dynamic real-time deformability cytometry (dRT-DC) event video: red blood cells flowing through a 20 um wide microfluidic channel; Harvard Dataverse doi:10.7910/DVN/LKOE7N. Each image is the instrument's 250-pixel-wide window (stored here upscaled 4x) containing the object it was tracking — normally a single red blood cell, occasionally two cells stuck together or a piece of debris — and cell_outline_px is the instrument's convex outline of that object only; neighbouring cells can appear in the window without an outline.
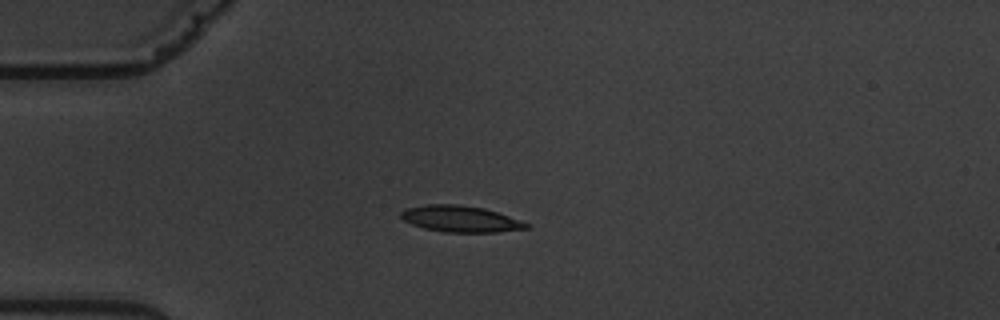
{"species": "common noctule bat (a hibernating species)", "species_latin": "Nyctalus noctula", "temperature_condition": "warm", "stored_images_in_passage": 10, "camera_frame_rate_fps": 3000, "um_per_image_px": 0.085, "animal": {"sex": "male", "body_mass_g": 19.5, "forearm_length_mm": 54.6}, "frame": {"image": 1, "passage_image": 4, "time_ms": 3.333, "image_size_px": [1000, 320], "cell_outline_px": [[532, 228], [496, 232], [444, 232], [424, 228], [412, 224], [404, 220], [400, 216], [400, 212], [404, 208], [424, 204], [456, 204], [484, 208], [508, 216], [528, 224]], "centroid_in_image_um": [39.09, 18.6], "position_along_channel_um": 45.9, "area_um2": 19.19}}
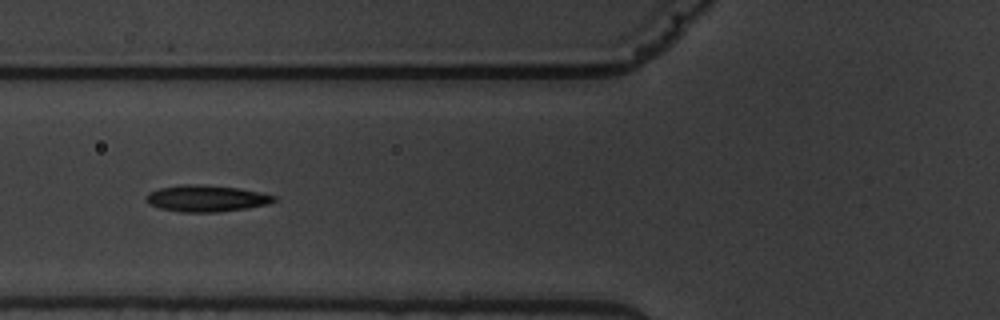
{"frame": {"image": 2, "passage_image": 6, "time_ms": 5.667, "image_size_px": [1000, 320], "cell_outline_px": [[276, 200], [268, 204], [244, 208], [216, 212], [180, 212], [160, 208], [148, 204], [148, 192], [160, 188], [180, 184], [204, 184], [240, 188], [260, 192], [276, 196]], "centroid_in_image_um": [17.54, 16.85], "position_along_channel_um": 108.3, "area_um2": 19.71}}
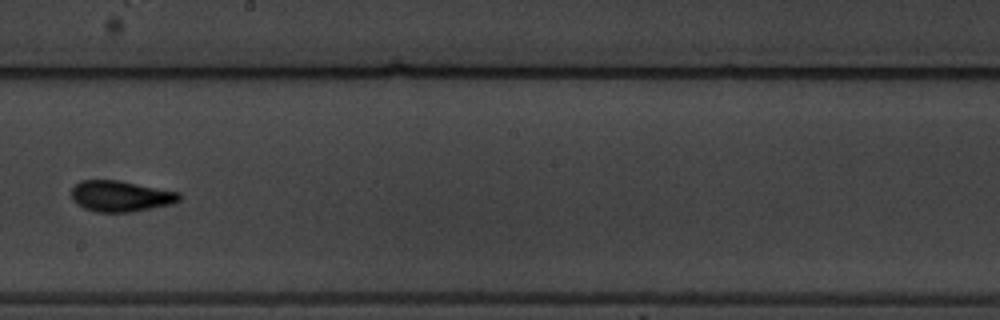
{"frame": {"image": 3, "passage_image": 9, "time_ms": 9.333, "image_size_px": [1000, 320], "cell_outline_px": [[180, 200], [172, 204], [132, 212], [96, 212], [84, 208], [76, 204], [72, 200], [72, 188], [80, 180], [116, 180], [180, 192]], "centroid_in_image_um": [10.24, 16.68], "position_along_channel_um": 238.0, "area_um2": 19.42}}